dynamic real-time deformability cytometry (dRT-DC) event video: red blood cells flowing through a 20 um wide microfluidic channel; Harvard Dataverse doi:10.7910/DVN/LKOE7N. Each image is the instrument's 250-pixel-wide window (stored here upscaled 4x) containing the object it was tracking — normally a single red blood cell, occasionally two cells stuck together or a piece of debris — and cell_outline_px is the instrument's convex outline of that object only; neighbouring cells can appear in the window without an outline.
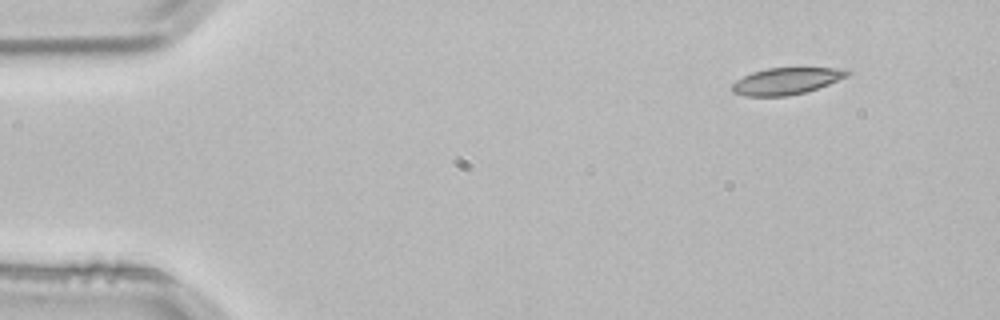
{"species": "common noctule bat (a hibernating species)", "species_latin": "Nyctalus noctula", "temperature_condition": "room temperature", "stored_images_in_passage": 3, "camera_frame_rate_fps": 3000, "um_per_image_px": 0.085, "animal": {"sex": "male", "body_mass_g": 21.5, "forearm_length_mm": 52.0}, "frame": {"image": 1, "passage_image": 1, "time_ms": 0.0, "image_size_px": [1000, 320], "cell_outline_px": [[852, 72], [848, 76], [828, 84], [804, 92], [788, 96], [744, 96], [732, 92], [732, 84], [736, 80], [752, 72], [768, 68], [848, 68]], "centroid_in_image_um": [66.85, 6.88], "position_along_channel_um": 18.2, "area_um2": 17.92}}
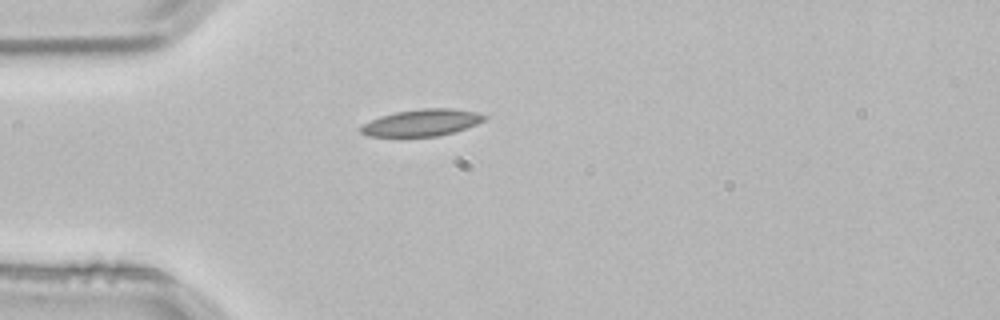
{"frame": {"image": 2, "passage_image": 3, "time_ms": 0.667, "image_size_px": [1000, 320], "cell_outline_px": [[488, 116], [484, 120], [476, 124], [452, 132], [436, 136], [368, 136], [360, 132], [360, 128], [364, 124], [380, 116], [396, 112], [420, 108], [452, 108], [476, 112]], "centroid_in_image_um": [35.85, 10.41], "position_along_channel_um": 49.1, "area_um2": 19.02}}